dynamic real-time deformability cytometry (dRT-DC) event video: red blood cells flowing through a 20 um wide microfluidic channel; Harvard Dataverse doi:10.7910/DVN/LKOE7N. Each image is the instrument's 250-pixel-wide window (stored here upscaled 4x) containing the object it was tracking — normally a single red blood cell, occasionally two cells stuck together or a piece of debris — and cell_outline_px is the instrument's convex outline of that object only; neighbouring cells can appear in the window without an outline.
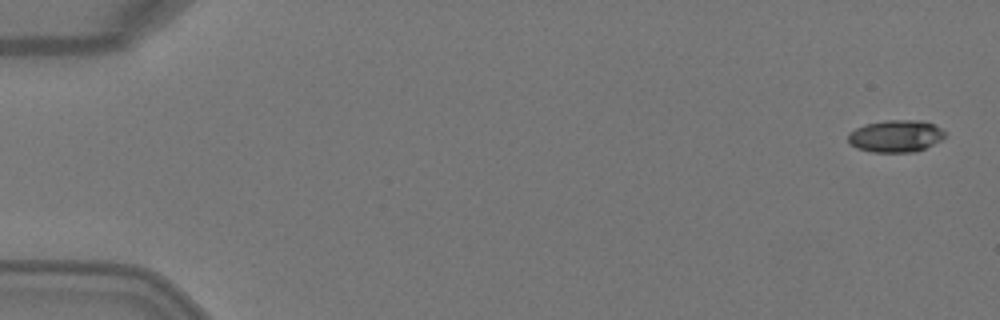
{"species": "Egyptian fruit bat (a non-hibernating species)", "species_latin": "Rousettus aegyptiacus", "temperature_condition": "warm", "stored_images_in_passage": 3, "camera_frame_rate_fps": 3000, "um_per_image_px": 0.085, "animal": {"sex": "female"}, "frame": {"image": 1, "passage_image": 1, "time_ms": 0.0, "image_size_px": [1000, 320], "cell_outline_px": [[948, 132], [940, 140], [916, 152], [872, 152], [856, 148], [848, 144], [848, 132], [864, 124], [884, 120], [920, 120], [932, 124]], "centroid_in_image_um": [76.09, 11.56], "position_along_channel_um": 8.9, "area_um2": 18.26}}